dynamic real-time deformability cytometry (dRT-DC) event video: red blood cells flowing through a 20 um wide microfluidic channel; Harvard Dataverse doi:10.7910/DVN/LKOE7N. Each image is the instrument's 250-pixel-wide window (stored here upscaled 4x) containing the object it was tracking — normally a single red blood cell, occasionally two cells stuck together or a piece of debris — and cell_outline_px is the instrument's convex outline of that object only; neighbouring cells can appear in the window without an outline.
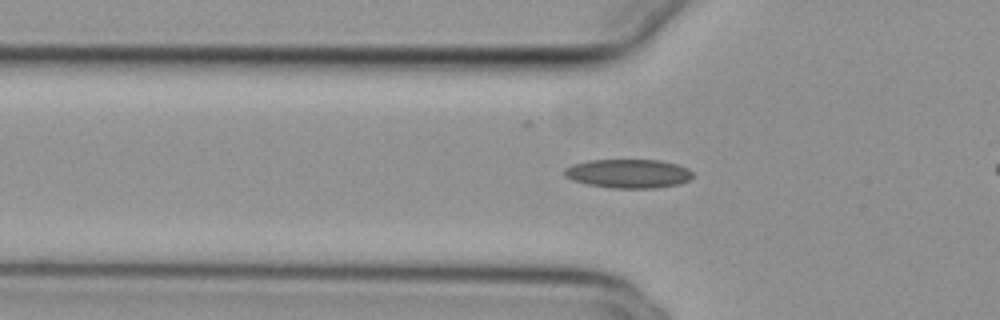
{"species": "common noctule bat (a hibernating species)", "species_latin": "Nyctalus noctula", "temperature_condition": "cold", "stored_images_in_passage": 12, "camera_frame_rate_fps": 3000, "um_per_image_px": 0.085, "animal": {"sex": "female", "body_mass_g": 29.2, "forearm_length_mm": 56.3}, "frame": {"image": 1, "passage_image": 9, "time_ms": 2.667, "image_size_px": [1000, 320], "cell_outline_px": [[692, 176], [688, 180], [680, 184], [656, 188], [612, 188], [588, 184], [572, 180], [564, 176], [564, 168], [572, 164], [588, 160], [660, 160], [676, 164], [688, 168], [692, 172]], "centroid_in_image_um": [53.39, 14.75], "position_along_channel_um": 72.4, "area_um2": 21.68}}